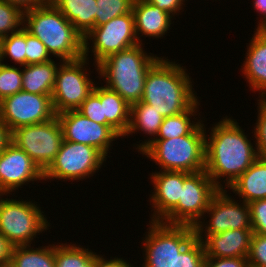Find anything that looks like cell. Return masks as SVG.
Listing matches in <instances>:
<instances>
[{
	"mask_svg": "<svg viewBox=\"0 0 266 267\" xmlns=\"http://www.w3.org/2000/svg\"><path fill=\"white\" fill-rule=\"evenodd\" d=\"M142 239V267H173L175 257L195 238L193 226L149 221Z\"/></svg>",
	"mask_w": 266,
	"mask_h": 267,
	"instance_id": "cell-7",
	"label": "cell"
},
{
	"mask_svg": "<svg viewBox=\"0 0 266 267\" xmlns=\"http://www.w3.org/2000/svg\"><path fill=\"white\" fill-rule=\"evenodd\" d=\"M23 27L42 41L51 57L60 61L83 57V36L50 0L25 11Z\"/></svg>",
	"mask_w": 266,
	"mask_h": 267,
	"instance_id": "cell-4",
	"label": "cell"
},
{
	"mask_svg": "<svg viewBox=\"0 0 266 267\" xmlns=\"http://www.w3.org/2000/svg\"><path fill=\"white\" fill-rule=\"evenodd\" d=\"M3 196L0 194V233L14 246L31 245L37 235L50 229V221L38 202Z\"/></svg>",
	"mask_w": 266,
	"mask_h": 267,
	"instance_id": "cell-6",
	"label": "cell"
},
{
	"mask_svg": "<svg viewBox=\"0 0 266 267\" xmlns=\"http://www.w3.org/2000/svg\"><path fill=\"white\" fill-rule=\"evenodd\" d=\"M26 29L22 27L19 31L0 39V63L9 57L18 66L26 65Z\"/></svg>",
	"mask_w": 266,
	"mask_h": 267,
	"instance_id": "cell-29",
	"label": "cell"
},
{
	"mask_svg": "<svg viewBox=\"0 0 266 267\" xmlns=\"http://www.w3.org/2000/svg\"><path fill=\"white\" fill-rule=\"evenodd\" d=\"M55 116L50 95L21 90L0 101V118L10 132L22 126L49 121Z\"/></svg>",
	"mask_w": 266,
	"mask_h": 267,
	"instance_id": "cell-14",
	"label": "cell"
},
{
	"mask_svg": "<svg viewBox=\"0 0 266 267\" xmlns=\"http://www.w3.org/2000/svg\"><path fill=\"white\" fill-rule=\"evenodd\" d=\"M106 160L95 147L64 140L54 160L44 171V181L86 180L98 173Z\"/></svg>",
	"mask_w": 266,
	"mask_h": 267,
	"instance_id": "cell-8",
	"label": "cell"
},
{
	"mask_svg": "<svg viewBox=\"0 0 266 267\" xmlns=\"http://www.w3.org/2000/svg\"><path fill=\"white\" fill-rule=\"evenodd\" d=\"M204 267H249L247 257L213 258L205 257Z\"/></svg>",
	"mask_w": 266,
	"mask_h": 267,
	"instance_id": "cell-39",
	"label": "cell"
},
{
	"mask_svg": "<svg viewBox=\"0 0 266 267\" xmlns=\"http://www.w3.org/2000/svg\"><path fill=\"white\" fill-rule=\"evenodd\" d=\"M167 58L160 56L151 66L141 98L164 118L187 111L199 100L188 70Z\"/></svg>",
	"mask_w": 266,
	"mask_h": 267,
	"instance_id": "cell-2",
	"label": "cell"
},
{
	"mask_svg": "<svg viewBox=\"0 0 266 267\" xmlns=\"http://www.w3.org/2000/svg\"><path fill=\"white\" fill-rule=\"evenodd\" d=\"M254 30L266 34V18L261 21Z\"/></svg>",
	"mask_w": 266,
	"mask_h": 267,
	"instance_id": "cell-46",
	"label": "cell"
},
{
	"mask_svg": "<svg viewBox=\"0 0 266 267\" xmlns=\"http://www.w3.org/2000/svg\"><path fill=\"white\" fill-rule=\"evenodd\" d=\"M26 65L46 63L51 59V55L46 46L36 36L26 30Z\"/></svg>",
	"mask_w": 266,
	"mask_h": 267,
	"instance_id": "cell-36",
	"label": "cell"
},
{
	"mask_svg": "<svg viewBox=\"0 0 266 267\" xmlns=\"http://www.w3.org/2000/svg\"><path fill=\"white\" fill-rule=\"evenodd\" d=\"M218 190L206 170L183 172L179 202L161 222L194 227L203 218L209 202Z\"/></svg>",
	"mask_w": 266,
	"mask_h": 267,
	"instance_id": "cell-11",
	"label": "cell"
},
{
	"mask_svg": "<svg viewBox=\"0 0 266 267\" xmlns=\"http://www.w3.org/2000/svg\"><path fill=\"white\" fill-rule=\"evenodd\" d=\"M144 44L113 53L97 64L96 78H103L105 86L117 92L130 106L140 102L146 75L160 58L144 50Z\"/></svg>",
	"mask_w": 266,
	"mask_h": 267,
	"instance_id": "cell-3",
	"label": "cell"
},
{
	"mask_svg": "<svg viewBox=\"0 0 266 267\" xmlns=\"http://www.w3.org/2000/svg\"><path fill=\"white\" fill-rule=\"evenodd\" d=\"M164 121V117L160 115L156 110L144 102H137L131 105L130 113V125L127 133L125 134L128 137L143 132L148 137L142 142H137L140 144L135 145L138 154L154 140L159 132L160 126ZM153 136V137H152Z\"/></svg>",
	"mask_w": 266,
	"mask_h": 267,
	"instance_id": "cell-22",
	"label": "cell"
},
{
	"mask_svg": "<svg viewBox=\"0 0 266 267\" xmlns=\"http://www.w3.org/2000/svg\"><path fill=\"white\" fill-rule=\"evenodd\" d=\"M98 254L76 243H56L55 267H93Z\"/></svg>",
	"mask_w": 266,
	"mask_h": 267,
	"instance_id": "cell-28",
	"label": "cell"
},
{
	"mask_svg": "<svg viewBox=\"0 0 266 267\" xmlns=\"http://www.w3.org/2000/svg\"><path fill=\"white\" fill-rule=\"evenodd\" d=\"M202 121L189 135L152 140L139 154L166 171L196 173L205 170V124Z\"/></svg>",
	"mask_w": 266,
	"mask_h": 267,
	"instance_id": "cell-5",
	"label": "cell"
},
{
	"mask_svg": "<svg viewBox=\"0 0 266 267\" xmlns=\"http://www.w3.org/2000/svg\"><path fill=\"white\" fill-rule=\"evenodd\" d=\"M66 141L95 147L106 158L112 153L111 146L122 136L111 126L98 124L83 116L77 110H69L56 115Z\"/></svg>",
	"mask_w": 266,
	"mask_h": 267,
	"instance_id": "cell-15",
	"label": "cell"
},
{
	"mask_svg": "<svg viewBox=\"0 0 266 267\" xmlns=\"http://www.w3.org/2000/svg\"><path fill=\"white\" fill-rule=\"evenodd\" d=\"M212 126L205 134V170L218 189L228 190L259 155L256 144L232 116L226 115Z\"/></svg>",
	"mask_w": 266,
	"mask_h": 267,
	"instance_id": "cell-1",
	"label": "cell"
},
{
	"mask_svg": "<svg viewBox=\"0 0 266 267\" xmlns=\"http://www.w3.org/2000/svg\"><path fill=\"white\" fill-rule=\"evenodd\" d=\"M257 103L258 114L252 136H254L259 157L266 158V99L258 98Z\"/></svg>",
	"mask_w": 266,
	"mask_h": 267,
	"instance_id": "cell-35",
	"label": "cell"
},
{
	"mask_svg": "<svg viewBox=\"0 0 266 267\" xmlns=\"http://www.w3.org/2000/svg\"><path fill=\"white\" fill-rule=\"evenodd\" d=\"M205 251L196 237L175 257L173 267H204Z\"/></svg>",
	"mask_w": 266,
	"mask_h": 267,
	"instance_id": "cell-33",
	"label": "cell"
},
{
	"mask_svg": "<svg viewBox=\"0 0 266 267\" xmlns=\"http://www.w3.org/2000/svg\"><path fill=\"white\" fill-rule=\"evenodd\" d=\"M41 180L44 181V172L21 148L10 142L0 155V194L14 197L19 188Z\"/></svg>",
	"mask_w": 266,
	"mask_h": 267,
	"instance_id": "cell-16",
	"label": "cell"
},
{
	"mask_svg": "<svg viewBox=\"0 0 266 267\" xmlns=\"http://www.w3.org/2000/svg\"><path fill=\"white\" fill-rule=\"evenodd\" d=\"M95 27L132 11L134 0H96Z\"/></svg>",
	"mask_w": 266,
	"mask_h": 267,
	"instance_id": "cell-30",
	"label": "cell"
},
{
	"mask_svg": "<svg viewBox=\"0 0 266 267\" xmlns=\"http://www.w3.org/2000/svg\"><path fill=\"white\" fill-rule=\"evenodd\" d=\"M9 267H55V243L38 248L34 245L14 246Z\"/></svg>",
	"mask_w": 266,
	"mask_h": 267,
	"instance_id": "cell-27",
	"label": "cell"
},
{
	"mask_svg": "<svg viewBox=\"0 0 266 267\" xmlns=\"http://www.w3.org/2000/svg\"><path fill=\"white\" fill-rule=\"evenodd\" d=\"M248 205L253 233L266 235V198Z\"/></svg>",
	"mask_w": 266,
	"mask_h": 267,
	"instance_id": "cell-38",
	"label": "cell"
},
{
	"mask_svg": "<svg viewBox=\"0 0 266 267\" xmlns=\"http://www.w3.org/2000/svg\"><path fill=\"white\" fill-rule=\"evenodd\" d=\"M14 245L0 233V267H9Z\"/></svg>",
	"mask_w": 266,
	"mask_h": 267,
	"instance_id": "cell-42",
	"label": "cell"
},
{
	"mask_svg": "<svg viewBox=\"0 0 266 267\" xmlns=\"http://www.w3.org/2000/svg\"><path fill=\"white\" fill-rule=\"evenodd\" d=\"M64 141L61 124L53 119L11 132V142L21 148L44 172L54 160Z\"/></svg>",
	"mask_w": 266,
	"mask_h": 267,
	"instance_id": "cell-13",
	"label": "cell"
},
{
	"mask_svg": "<svg viewBox=\"0 0 266 267\" xmlns=\"http://www.w3.org/2000/svg\"><path fill=\"white\" fill-rule=\"evenodd\" d=\"M83 40V57L88 60L91 58L94 61V68H97V64L109 55L139 44L135 34L133 12L115 17L106 24L94 27L83 37ZM90 52L92 53L90 56H94L93 59L88 57Z\"/></svg>",
	"mask_w": 266,
	"mask_h": 267,
	"instance_id": "cell-10",
	"label": "cell"
},
{
	"mask_svg": "<svg viewBox=\"0 0 266 267\" xmlns=\"http://www.w3.org/2000/svg\"><path fill=\"white\" fill-rule=\"evenodd\" d=\"M228 189L246 203L265 199L266 158L259 157Z\"/></svg>",
	"mask_w": 266,
	"mask_h": 267,
	"instance_id": "cell-21",
	"label": "cell"
},
{
	"mask_svg": "<svg viewBox=\"0 0 266 267\" xmlns=\"http://www.w3.org/2000/svg\"><path fill=\"white\" fill-rule=\"evenodd\" d=\"M199 105L200 100L185 112L165 117L154 140H166L189 135L203 121L202 119H197L201 118L198 111L200 110ZM197 115L198 117H196Z\"/></svg>",
	"mask_w": 266,
	"mask_h": 267,
	"instance_id": "cell-26",
	"label": "cell"
},
{
	"mask_svg": "<svg viewBox=\"0 0 266 267\" xmlns=\"http://www.w3.org/2000/svg\"><path fill=\"white\" fill-rule=\"evenodd\" d=\"M153 185L149 195L151 221H162L178 204L183 185V171L159 170L149 174ZM152 203V204H151Z\"/></svg>",
	"mask_w": 266,
	"mask_h": 267,
	"instance_id": "cell-17",
	"label": "cell"
},
{
	"mask_svg": "<svg viewBox=\"0 0 266 267\" xmlns=\"http://www.w3.org/2000/svg\"><path fill=\"white\" fill-rule=\"evenodd\" d=\"M11 142V132L0 118V155Z\"/></svg>",
	"mask_w": 266,
	"mask_h": 267,
	"instance_id": "cell-44",
	"label": "cell"
},
{
	"mask_svg": "<svg viewBox=\"0 0 266 267\" xmlns=\"http://www.w3.org/2000/svg\"><path fill=\"white\" fill-rule=\"evenodd\" d=\"M22 68L0 63V101L22 90Z\"/></svg>",
	"mask_w": 266,
	"mask_h": 267,
	"instance_id": "cell-32",
	"label": "cell"
},
{
	"mask_svg": "<svg viewBox=\"0 0 266 267\" xmlns=\"http://www.w3.org/2000/svg\"><path fill=\"white\" fill-rule=\"evenodd\" d=\"M109 258H104L101 254H98L95 257L94 265L93 267H135L133 266V263H129L127 260L124 258H118L116 257H110ZM137 267V266H136Z\"/></svg>",
	"mask_w": 266,
	"mask_h": 267,
	"instance_id": "cell-41",
	"label": "cell"
},
{
	"mask_svg": "<svg viewBox=\"0 0 266 267\" xmlns=\"http://www.w3.org/2000/svg\"><path fill=\"white\" fill-rule=\"evenodd\" d=\"M253 230L229 229L209 235L202 243L205 256L213 258L247 257Z\"/></svg>",
	"mask_w": 266,
	"mask_h": 267,
	"instance_id": "cell-20",
	"label": "cell"
},
{
	"mask_svg": "<svg viewBox=\"0 0 266 267\" xmlns=\"http://www.w3.org/2000/svg\"><path fill=\"white\" fill-rule=\"evenodd\" d=\"M252 8L256 10V13L261 17L260 20L258 19L257 25L266 18V0H254L252 2Z\"/></svg>",
	"mask_w": 266,
	"mask_h": 267,
	"instance_id": "cell-45",
	"label": "cell"
},
{
	"mask_svg": "<svg viewBox=\"0 0 266 267\" xmlns=\"http://www.w3.org/2000/svg\"><path fill=\"white\" fill-rule=\"evenodd\" d=\"M227 193V189H219L209 202L203 218L195 224V237L200 241L229 229L252 230L248 203L237 200L238 203ZM205 214L210 217L209 220Z\"/></svg>",
	"mask_w": 266,
	"mask_h": 267,
	"instance_id": "cell-12",
	"label": "cell"
},
{
	"mask_svg": "<svg viewBox=\"0 0 266 267\" xmlns=\"http://www.w3.org/2000/svg\"><path fill=\"white\" fill-rule=\"evenodd\" d=\"M132 12L134 15L135 34L139 44H143V37L163 38L171 29L174 18L168 12L149 4L145 0H134ZM142 34V35H141ZM141 37V38H140Z\"/></svg>",
	"mask_w": 266,
	"mask_h": 267,
	"instance_id": "cell-18",
	"label": "cell"
},
{
	"mask_svg": "<svg viewBox=\"0 0 266 267\" xmlns=\"http://www.w3.org/2000/svg\"><path fill=\"white\" fill-rule=\"evenodd\" d=\"M53 60L46 63L25 65L22 68V90L41 95H52L59 65Z\"/></svg>",
	"mask_w": 266,
	"mask_h": 267,
	"instance_id": "cell-23",
	"label": "cell"
},
{
	"mask_svg": "<svg viewBox=\"0 0 266 267\" xmlns=\"http://www.w3.org/2000/svg\"><path fill=\"white\" fill-rule=\"evenodd\" d=\"M102 85L100 102L103 104V118L124 137L130 125L131 106L117 92Z\"/></svg>",
	"mask_w": 266,
	"mask_h": 267,
	"instance_id": "cell-25",
	"label": "cell"
},
{
	"mask_svg": "<svg viewBox=\"0 0 266 267\" xmlns=\"http://www.w3.org/2000/svg\"><path fill=\"white\" fill-rule=\"evenodd\" d=\"M249 42L241 72L250 90L266 99V34L255 30Z\"/></svg>",
	"mask_w": 266,
	"mask_h": 267,
	"instance_id": "cell-19",
	"label": "cell"
},
{
	"mask_svg": "<svg viewBox=\"0 0 266 267\" xmlns=\"http://www.w3.org/2000/svg\"><path fill=\"white\" fill-rule=\"evenodd\" d=\"M21 9L23 12L45 4L48 0H4Z\"/></svg>",
	"mask_w": 266,
	"mask_h": 267,
	"instance_id": "cell-43",
	"label": "cell"
},
{
	"mask_svg": "<svg viewBox=\"0 0 266 267\" xmlns=\"http://www.w3.org/2000/svg\"><path fill=\"white\" fill-rule=\"evenodd\" d=\"M84 37L95 27L96 0H50Z\"/></svg>",
	"mask_w": 266,
	"mask_h": 267,
	"instance_id": "cell-24",
	"label": "cell"
},
{
	"mask_svg": "<svg viewBox=\"0 0 266 267\" xmlns=\"http://www.w3.org/2000/svg\"><path fill=\"white\" fill-rule=\"evenodd\" d=\"M149 4H153L159 7L161 10L168 12L174 18L177 15H180V12L184 11L185 4L187 0H145ZM185 3V4H184ZM183 9V10H182ZM182 10V11H181Z\"/></svg>",
	"mask_w": 266,
	"mask_h": 267,
	"instance_id": "cell-40",
	"label": "cell"
},
{
	"mask_svg": "<svg viewBox=\"0 0 266 267\" xmlns=\"http://www.w3.org/2000/svg\"><path fill=\"white\" fill-rule=\"evenodd\" d=\"M247 260L249 267H266V235L253 233Z\"/></svg>",
	"mask_w": 266,
	"mask_h": 267,
	"instance_id": "cell-37",
	"label": "cell"
},
{
	"mask_svg": "<svg viewBox=\"0 0 266 267\" xmlns=\"http://www.w3.org/2000/svg\"><path fill=\"white\" fill-rule=\"evenodd\" d=\"M97 84L100 85L99 82L96 83L93 92L85 99L77 111L98 124L110 125L106 121V118H103V104L100 102V86H97Z\"/></svg>",
	"mask_w": 266,
	"mask_h": 267,
	"instance_id": "cell-34",
	"label": "cell"
},
{
	"mask_svg": "<svg viewBox=\"0 0 266 267\" xmlns=\"http://www.w3.org/2000/svg\"><path fill=\"white\" fill-rule=\"evenodd\" d=\"M24 24V12L18 7L0 0V39L19 31Z\"/></svg>",
	"mask_w": 266,
	"mask_h": 267,
	"instance_id": "cell-31",
	"label": "cell"
},
{
	"mask_svg": "<svg viewBox=\"0 0 266 267\" xmlns=\"http://www.w3.org/2000/svg\"><path fill=\"white\" fill-rule=\"evenodd\" d=\"M89 64V60L82 57L73 61H63L59 65L51 95L56 115L77 110L93 92L96 82L90 77L92 76L90 72L93 71L87 72L90 70Z\"/></svg>",
	"mask_w": 266,
	"mask_h": 267,
	"instance_id": "cell-9",
	"label": "cell"
}]
</instances>
